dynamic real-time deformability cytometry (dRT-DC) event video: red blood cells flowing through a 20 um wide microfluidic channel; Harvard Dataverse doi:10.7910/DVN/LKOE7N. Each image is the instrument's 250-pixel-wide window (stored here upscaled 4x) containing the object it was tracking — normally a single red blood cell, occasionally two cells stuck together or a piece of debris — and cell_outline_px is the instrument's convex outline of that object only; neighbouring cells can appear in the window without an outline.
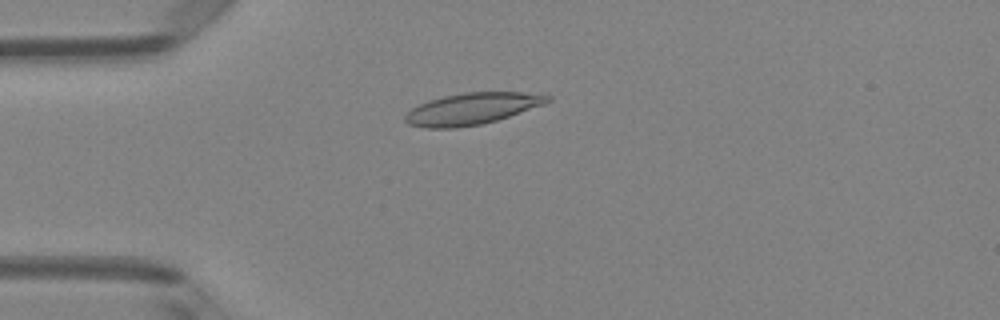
{"species": "Egyptian fruit bat (a non-hibernating species)", "species_latin": "Rousettus aegyptiacus", "temperature_condition": "room temperature", "stored_images_in_passage": 50, "camera_frame_rate_fps": 3000, "um_per_image_px": 0.085, "animal": {"sex": "female"}, "frame": {"image": 1, "passage_image": 13, "time_ms": 4.0, "image_size_px": [1000, 320], "cell_outline_px": [[552, 100], [544, 104], [496, 120], [480, 124], [456, 128], [424, 128], [408, 124], [404, 120], [404, 116], [412, 108], [428, 100], [444, 96], [464, 92], [544, 92], [552, 96]], "centroid_in_image_um": [40.16, 9.22], "position_along_channel_um": 44.8, "area_um2": 26.36}}
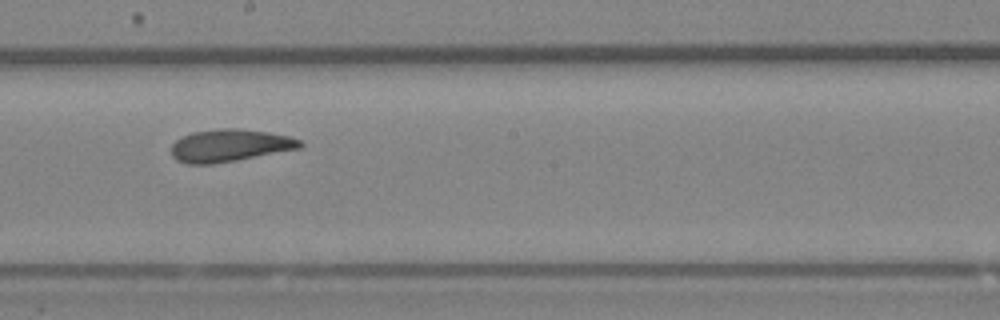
{"frame": {"image": 2, "passage_image": 28, "time_ms": 9.0, "image_size_px": [1000, 320], "cell_outline_px": [[304, 144], [300, 148], [236, 160], [212, 164], [184, 164], [176, 160], [172, 156], [172, 144], [176, 140], [192, 132], [216, 128], [236, 128], [268, 132], [288, 136], [300, 140]], "centroid_in_image_um": [19.5, 12.36], "position_along_channel_um": 228.7, "area_um2": 24.28}}
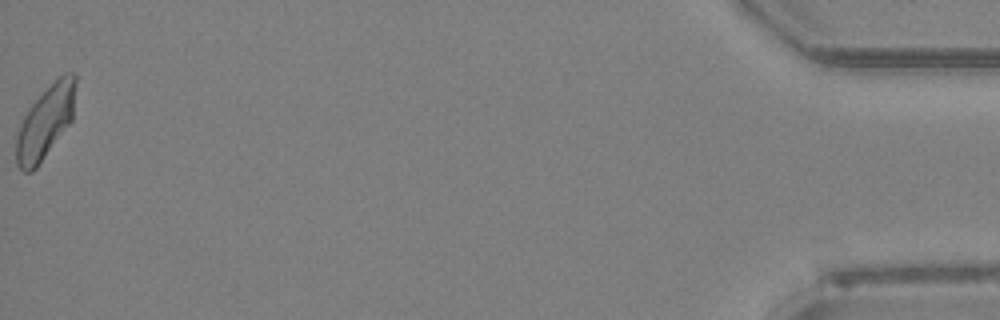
{"frame": {"image": 3, "passage_image": 50, "time_ms": 16.333, "image_size_px": [1000, 320], "cell_outline_px": [[76, 80], [72, 120], [36, 168], [32, 172], [24, 172], [16, 164], [16, 136], [20, 124], [28, 108], [64, 72], [72, 72], [76, 76]], "centroid_in_image_um": [3.85, 10.4], "position_along_channel_um": 431.3, "area_um2": 24.74}, "authors_computed_cell_mechanics": {"area_um2": 24.5361, "velocity_mm_per_s": 4.0951, "shape_relaxation_time_tau1_ms": 6.6244, "shape_relaxation_time_tau2_ms": 2.4617, "deformation_change_tau1": 0.1532, "deformation_change_tau2": 0.0921}}